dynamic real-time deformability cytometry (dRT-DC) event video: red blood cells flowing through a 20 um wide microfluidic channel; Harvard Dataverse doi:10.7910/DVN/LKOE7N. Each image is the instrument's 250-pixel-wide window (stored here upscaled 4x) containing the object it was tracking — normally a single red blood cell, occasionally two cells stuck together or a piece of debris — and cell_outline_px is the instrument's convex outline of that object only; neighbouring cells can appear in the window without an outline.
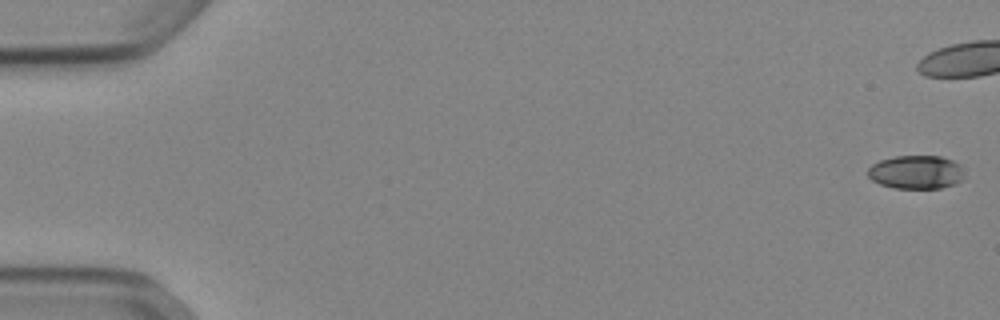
{"species": "Egyptian fruit bat (a non-hibernating species)", "species_latin": "Rousettus aegyptiacus", "temperature_condition": "cold", "stored_images_in_passage": 43, "camera_frame_rate_fps": 3000, "um_per_image_px": 0.085, "animal": {"sex": "female"}, "frame": {"image": 1, "passage_image": 1, "time_ms": 0.0, "image_size_px": [1000, 320], "cell_outline_px": [[964, 180], [956, 184], [940, 188], [896, 188], [880, 184], [872, 180], [868, 176], [868, 168], [872, 164], [880, 160], [896, 156], [940, 156], [952, 160], [960, 164], [964, 172]], "centroid_in_image_um": [77.9, 14.63], "position_along_channel_um": 7.1, "area_um2": 19.02}}